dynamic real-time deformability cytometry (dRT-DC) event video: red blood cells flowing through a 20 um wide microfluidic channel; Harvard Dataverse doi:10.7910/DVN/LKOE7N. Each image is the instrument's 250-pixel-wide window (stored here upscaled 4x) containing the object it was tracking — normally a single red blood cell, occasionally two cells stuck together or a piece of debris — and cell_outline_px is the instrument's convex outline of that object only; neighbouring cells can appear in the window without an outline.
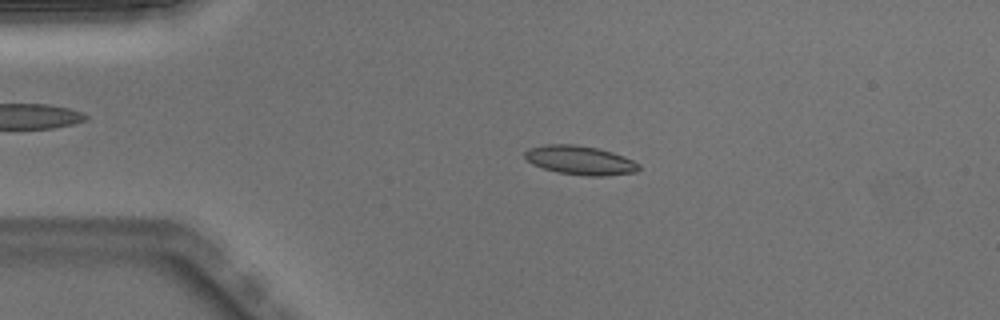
{"species": "Egyptian fruit bat (a non-hibernating species)", "species_latin": "Rousettus aegyptiacus", "temperature_condition": "warm", "stored_images_in_passage": 49, "camera_frame_rate_fps": 3000, "um_per_image_px": 0.085, "animal": {"sex": "male"}, "frame": {"image": 1, "passage_image": 10, "time_ms": 3.0, "image_size_px": [1000, 320], "cell_outline_px": [[640, 168], [636, 172], [604, 176], [588, 176], [556, 172], [532, 164], [524, 156], [524, 152], [528, 148], [544, 144], [576, 144], [600, 148], [624, 156], [640, 164]], "centroid_in_image_um": [49.31, 13.61], "position_along_channel_um": 35.7, "area_um2": 19.42}}
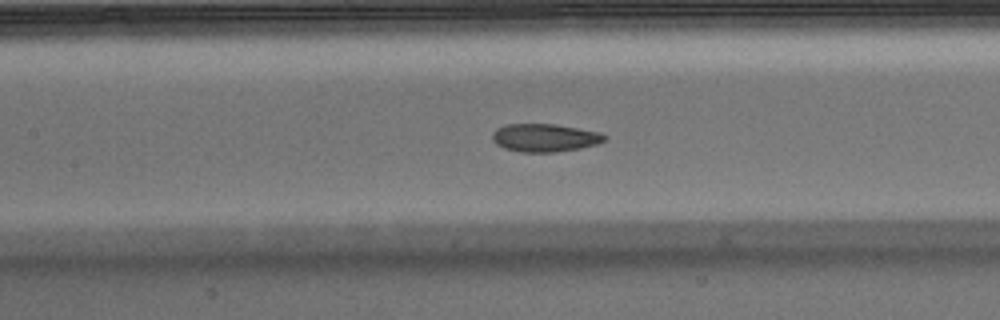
{"frame": {"image": 2, "passage_image": 22, "time_ms": 7.0, "image_size_px": [1000, 320], "cell_outline_px": [[608, 136], [604, 140], [596, 144], [580, 148], [556, 152], [520, 152], [504, 148], [496, 144], [492, 140], [492, 132], [496, 128], [508, 124], [552, 124], [600, 132]], "centroid_in_image_um": [46.27, 11.71], "position_along_channel_um": 161.1, "area_um2": 18.26}}
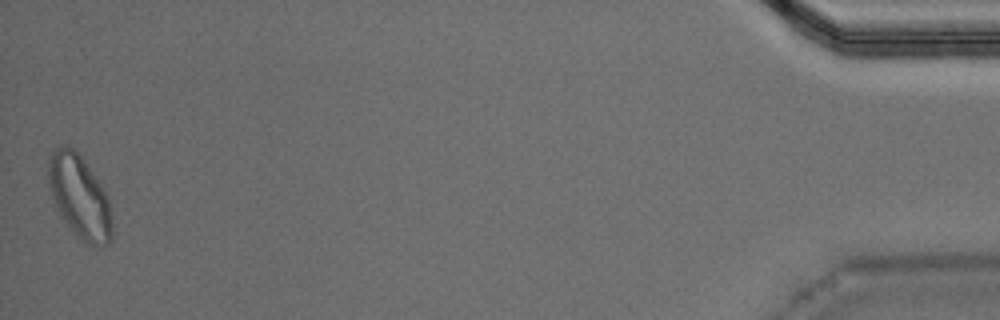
{"frame": {"image": 3, "passage_image": 49, "time_ms": 16.0, "image_size_px": [1000, 320], "cell_outline_px": [[112, 240], [108, 244], [100, 248], [88, 244], [68, 228], [60, 216], [56, 208], [52, 196], [48, 180], [48, 156], [56, 148], [64, 144], [76, 148], [100, 180], [108, 196], [112, 216]], "centroid_in_image_um": [6.78, 16.7], "position_along_channel_um": 428.4, "area_um2": 31.73}, "authors_computed_cell_mechanics": {"area_um2": 18.8428, "velocity_mm_per_s": 3.9978, "shape_relaxation_time_tau1_ms": null, "shape_relaxation_time_tau2_ms": 2.2613, "deformation_change_tau1": null, "deformation_change_tau2": 0.0666}}